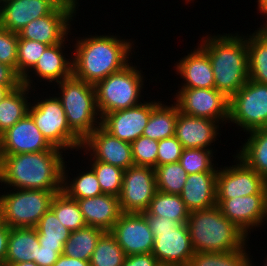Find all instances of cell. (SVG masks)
Masks as SVG:
<instances>
[{"label":"cell","instance_id":"83f0119b","mask_svg":"<svg viewBox=\"0 0 267 266\" xmlns=\"http://www.w3.org/2000/svg\"><path fill=\"white\" fill-rule=\"evenodd\" d=\"M68 162L65 161L63 167V188L62 191L71 199H85L98 196L102 194V190L97 180V176L94 171L87 166L81 167L82 169H77L76 176L71 173L72 170L67 167ZM69 169V170H68ZM86 169V170H84ZM88 169V170H87ZM71 170V171H70ZM83 170V171H82ZM70 171V172H69ZM80 171V172H79ZM70 173V174H69ZM72 176V178L69 175Z\"/></svg>","mask_w":267,"mask_h":266},{"label":"cell","instance_id":"52a82bcc","mask_svg":"<svg viewBox=\"0 0 267 266\" xmlns=\"http://www.w3.org/2000/svg\"><path fill=\"white\" fill-rule=\"evenodd\" d=\"M34 91L38 98L34 97ZM44 93L38 95L37 90L33 89L32 98L35 100H31L28 114L53 147L67 151L68 156L69 154L75 155L74 150L78 151L82 147L83 141L68 126L62 103L55 96V92L46 94L45 97ZM68 151H73V153Z\"/></svg>","mask_w":267,"mask_h":266},{"label":"cell","instance_id":"681fc988","mask_svg":"<svg viewBox=\"0 0 267 266\" xmlns=\"http://www.w3.org/2000/svg\"><path fill=\"white\" fill-rule=\"evenodd\" d=\"M10 227L5 223H0V263L4 266L6 264V256L8 250V239H9Z\"/></svg>","mask_w":267,"mask_h":266},{"label":"cell","instance_id":"94428289","mask_svg":"<svg viewBox=\"0 0 267 266\" xmlns=\"http://www.w3.org/2000/svg\"><path fill=\"white\" fill-rule=\"evenodd\" d=\"M8 0H0V5Z\"/></svg>","mask_w":267,"mask_h":266},{"label":"cell","instance_id":"5b68a950","mask_svg":"<svg viewBox=\"0 0 267 266\" xmlns=\"http://www.w3.org/2000/svg\"><path fill=\"white\" fill-rule=\"evenodd\" d=\"M51 87L55 89V95L62 103L68 126L84 141L101 125L94 85L78 79L72 74ZM55 87L58 88V91Z\"/></svg>","mask_w":267,"mask_h":266},{"label":"cell","instance_id":"f1b7e54d","mask_svg":"<svg viewBox=\"0 0 267 266\" xmlns=\"http://www.w3.org/2000/svg\"><path fill=\"white\" fill-rule=\"evenodd\" d=\"M32 93L33 89L22 84L0 102V135L28 114Z\"/></svg>","mask_w":267,"mask_h":266},{"label":"cell","instance_id":"f35d334b","mask_svg":"<svg viewBox=\"0 0 267 266\" xmlns=\"http://www.w3.org/2000/svg\"><path fill=\"white\" fill-rule=\"evenodd\" d=\"M126 255L116 238L105 232L97 242L89 260L90 266H122Z\"/></svg>","mask_w":267,"mask_h":266},{"label":"cell","instance_id":"74e56055","mask_svg":"<svg viewBox=\"0 0 267 266\" xmlns=\"http://www.w3.org/2000/svg\"><path fill=\"white\" fill-rule=\"evenodd\" d=\"M216 152L215 148H183L179 162L187 174L217 172Z\"/></svg>","mask_w":267,"mask_h":266},{"label":"cell","instance_id":"8d00e7d4","mask_svg":"<svg viewBox=\"0 0 267 266\" xmlns=\"http://www.w3.org/2000/svg\"><path fill=\"white\" fill-rule=\"evenodd\" d=\"M50 209L70 232L87 226L77 200L69 198L63 191L53 197Z\"/></svg>","mask_w":267,"mask_h":266},{"label":"cell","instance_id":"6f0895ef","mask_svg":"<svg viewBox=\"0 0 267 266\" xmlns=\"http://www.w3.org/2000/svg\"><path fill=\"white\" fill-rule=\"evenodd\" d=\"M2 160H3V155H2V149H1V137H0V172L2 168Z\"/></svg>","mask_w":267,"mask_h":266},{"label":"cell","instance_id":"680465c9","mask_svg":"<svg viewBox=\"0 0 267 266\" xmlns=\"http://www.w3.org/2000/svg\"><path fill=\"white\" fill-rule=\"evenodd\" d=\"M262 264H264V265H262V266H267V254H266V258H264V261H263Z\"/></svg>","mask_w":267,"mask_h":266},{"label":"cell","instance_id":"c3c4849f","mask_svg":"<svg viewBox=\"0 0 267 266\" xmlns=\"http://www.w3.org/2000/svg\"><path fill=\"white\" fill-rule=\"evenodd\" d=\"M63 251H54V249L40 248L37 253L38 266H53L59 259Z\"/></svg>","mask_w":267,"mask_h":266},{"label":"cell","instance_id":"9f6ffc18","mask_svg":"<svg viewBox=\"0 0 267 266\" xmlns=\"http://www.w3.org/2000/svg\"><path fill=\"white\" fill-rule=\"evenodd\" d=\"M267 186H266V197H265V216H264V225H267Z\"/></svg>","mask_w":267,"mask_h":266},{"label":"cell","instance_id":"ab89813d","mask_svg":"<svg viewBox=\"0 0 267 266\" xmlns=\"http://www.w3.org/2000/svg\"><path fill=\"white\" fill-rule=\"evenodd\" d=\"M156 187L158 191L167 194H180L188 177L180 162L156 166Z\"/></svg>","mask_w":267,"mask_h":266},{"label":"cell","instance_id":"7dc6e473","mask_svg":"<svg viewBox=\"0 0 267 266\" xmlns=\"http://www.w3.org/2000/svg\"><path fill=\"white\" fill-rule=\"evenodd\" d=\"M122 266H161L152 253L126 256Z\"/></svg>","mask_w":267,"mask_h":266},{"label":"cell","instance_id":"60d3db41","mask_svg":"<svg viewBox=\"0 0 267 266\" xmlns=\"http://www.w3.org/2000/svg\"><path fill=\"white\" fill-rule=\"evenodd\" d=\"M49 45L35 40L22 39L19 36L16 72L23 78L37 63Z\"/></svg>","mask_w":267,"mask_h":266},{"label":"cell","instance_id":"1f68e13d","mask_svg":"<svg viewBox=\"0 0 267 266\" xmlns=\"http://www.w3.org/2000/svg\"><path fill=\"white\" fill-rule=\"evenodd\" d=\"M104 233V230L92 226L71 231L64 244L63 254L75 259L89 261L98 240Z\"/></svg>","mask_w":267,"mask_h":266},{"label":"cell","instance_id":"d4e9b609","mask_svg":"<svg viewBox=\"0 0 267 266\" xmlns=\"http://www.w3.org/2000/svg\"><path fill=\"white\" fill-rule=\"evenodd\" d=\"M217 172L188 174L182 192L179 194L187 209H207L217 205Z\"/></svg>","mask_w":267,"mask_h":266},{"label":"cell","instance_id":"4fadbf2b","mask_svg":"<svg viewBox=\"0 0 267 266\" xmlns=\"http://www.w3.org/2000/svg\"><path fill=\"white\" fill-rule=\"evenodd\" d=\"M77 11L76 8L61 3L49 15L28 23L18 34L22 39L35 40L49 46L61 43L72 35L73 21H76V14L79 13Z\"/></svg>","mask_w":267,"mask_h":266},{"label":"cell","instance_id":"cb8c5ba5","mask_svg":"<svg viewBox=\"0 0 267 266\" xmlns=\"http://www.w3.org/2000/svg\"><path fill=\"white\" fill-rule=\"evenodd\" d=\"M77 200L87 226L98 227L110 232L122 214L119 198L114 195L100 194L95 197Z\"/></svg>","mask_w":267,"mask_h":266},{"label":"cell","instance_id":"8992f818","mask_svg":"<svg viewBox=\"0 0 267 266\" xmlns=\"http://www.w3.org/2000/svg\"><path fill=\"white\" fill-rule=\"evenodd\" d=\"M136 64L131 61L120 71L110 74L94 85L96 105L101 118L107 113L125 110L144 101L143 95L146 93L142 91L145 89L146 77L141 70L144 68H140L137 61Z\"/></svg>","mask_w":267,"mask_h":266},{"label":"cell","instance_id":"f546056e","mask_svg":"<svg viewBox=\"0 0 267 266\" xmlns=\"http://www.w3.org/2000/svg\"><path fill=\"white\" fill-rule=\"evenodd\" d=\"M161 101L152 109L151 115L144 128L143 136L154 140H162L174 136L179 108L172 100Z\"/></svg>","mask_w":267,"mask_h":266},{"label":"cell","instance_id":"be15d7a7","mask_svg":"<svg viewBox=\"0 0 267 266\" xmlns=\"http://www.w3.org/2000/svg\"><path fill=\"white\" fill-rule=\"evenodd\" d=\"M0 223H1V207H0Z\"/></svg>","mask_w":267,"mask_h":266},{"label":"cell","instance_id":"7402d4cb","mask_svg":"<svg viewBox=\"0 0 267 266\" xmlns=\"http://www.w3.org/2000/svg\"><path fill=\"white\" fill-rule=\"evenodd\" d=\"M219 121L190 116L178 111L174 136L181 142L183 148L212 147L222 135L223 125ZM214 143V144H212Z\"/></svg>","mask_w":267,"mask_h":266},{"label":"cell","instance_id":"f907efd6","mask_svg":"<svg viewBox=\"0 0 267 266\" xmlns=\"http://www.w3.org/2000/svg\"><path fill=\"white\" fill-rule=\"evenodd\" d=\"M53 266H90V262L61 254Z\"/></svg>","mask_w":267,"mask_h":266},{"label":"cell","instance_id":"f5cc1de1","mask_svg":"<svg viewBox=\"0 0 267 266\" xmlns=\"http://www.w3.org/2000/svg\"><path fill=\"white\" fill-rule=\"evenodd\" d=\"M19 86H0V102L4 97L10 93L12 90L16 89Z\"/></svg>","mask_w":267,"mask_h":266},{"label":"cell","instance_id":"603a6c76","mask_svg":"<svg viewBox=\"0 0 267 266\" xmlns=\"http://www.w3.org/2000/svg\"><path fill=\"white\" fill-rule=\"evenodd\" d=\"M173 68L183 79L179 88H215L211 61L199 45L175 62Z\"/></svg>","mask_w":267,"mask_h":266},{"label":"cell","instance_id":"836d02e7","mask_svg":"<svg viewBox=\"0 0 267 266\" xmlns=\"http://www.w3.org/2000/svg\"><path fill=\"white\" fill-rule=\"evenodd\" d=\"M247 242L242 248L229 252H195L187 266H250V245Z\"/></svg>","mask_w":267,"mask_h":266},{"label":"cell","instance_id":"ee69618b","mask_svg":"<svg viewBox=\"0 0 267 266\" xmlns=\"http://www.w3.org/2000/svg\"><path fill=\"white\" fill-rule=\"evenodd\" d=\"M182 150V144L175 136L159 140L157 166L178 162L180 160Z\"/></svg>","mask_w":267,"mask_h":266},{"label":"cell","instance_id":"11a10c76","mask_svg":"<svg viewBox=\"0 0 267 266\" xmlns=\"http://www.w3.org/2000/svg\"><path fill=\"white\" fill-rule=\"evenodd\" d=\"M5 266H38L35 262H21L17 264H5Z\"/></svg>","mask_w":267,"mask_h":266},{"label":"cell","instance_id":"816d5d0a","mask_svg":"<svg viewBox=\"0 0 267 266\" xmlns=\"http://www.w3.org/2000/svg\"><path fill=\"white\" fill-rule=\"evenodd\" d=\"M257 3V14L260 13L261 15H265L264 18L262 17V19L265 21H263L262 23H260V27L255 28V29H265L267 27V0H256Z\"/></svg>","mask_w":267,"mask_h":266},{"label":"cell","instance_id":"5bb4252c","mask_svg":"<svg viewBox=\"0 0 267 266\" xmlns=\"http://www.w3.org/2000/svg\"><path fill=\"white\" fill-rule=\"evenodd\" d=\"M68 38L71 39V37H67L61 43L48 46L35 66L22 78V84L28 86L30 89H39L35 86L38 85V82L40 86L45 84H50L51 86L70 77L72 75V54L65 51L68 47V41L71 42ZM33 79H36L37 83ZM42 81L45 83L41 84L40 82Z\"/></svg>","mask_w":267,"mask_h":266},{"label":"cell","instance_id":"bcb514c9","mask_svg":"<svg viewBox=\"0 0 267 266\" xmlns=\"http://www.w3.org/2000/svg\"><path fill=\"white\" fill-rule=\"evenodd\" d=\"M20 85H22V78L17 74L16 70L5 63H0V86Z\"/></svg>","mask_w":267,"mask_h":266},{"label":"cell","instance_id":"d6a6232c","mask_svg":"<svg viewBox=\"0 0 267 266\" xmlns=\"http://www.w3.org/2000/svg\"><path fill=\"white\" fill-rule=\"evenodd\" d=\"M40 248L64 251V244L69 238L70 231L61 224L54 212L49 209L35 226Z\"/></svg>","mask_w":267,"mask_h":266},{"label":"cell","instance_id":"7c38bea8","mask_svg":"<svg viewBox=\"0 0 267 266\" xmlns=\"http://www.w3.org/2000/svg\"><path fill=\"white\" fill-rule=\"evenodd\" d=\"M157 191L155 169L131 166L124 170L119 204L122 213H144Z\"/></svg>","mask_w":267,"mask_h":266},{"label":"cell","instance_id":"4316f807","mask_svg":"<svg viewBox=\"0 0 267 266\" xmlns=\"http://www.w3.org/2000/svg\"><path fill=\"white\" fill-rule=\"evenodd\" d=\"M246 134L235 154L267 181V127Z\"/></svg>","mask_w":267,"mask_h":266},{"label":"cell","instance_id":"91938a15","mask_svg":"<svg viewBox=\"0 0 267 266\" xmlns=\"http://www.w3.org/2000/svg\"><path fill=\"white\" fill-rule=\"evenodd\" d=\"M186 4H189V2H193L194 3V0H184Z\"/></svg>","mask_w":267,"mask_h":266},{"label":"cell","instance_id":"2e32d148","mask_svg":"<svg viewBox=\"0 0 267 266\" xmlns=\"http://www.w3.org/2000/svg\"><path fill=\"white\" fill-rule=\"evenodd\" d=\"M266 194H252L231 199H217L222 214L239 228L248 238L262 229L265 216ZM250 235V236H249Z\"/></svg>","mask_w":267,"mask_h":266},{"label":"cell","instance_id":"e0dca14e","mask_svg":"<svg viewBox=\"0 0 267 266\" xmlns=\"http://www.w3.org/2000/svg\"><path fill=\"white\" fill-rule=\"evenodd\" d=\"M110 233L126 256L153 251L155 238L143 213H122Z\"/></svg>","mask_w":267,"mask_h":266},{"label":"cell","instance_id":"e575fe53","mask_svg":"<svg viewBox=\"0 0 267 266\" xmlns=\"http://www.w3.org/2000/svg\"><path fill=\"white\" fill-rule=\"evenodd\" d=\"M150 215L163 216L174 220L179 224L188 221L190 211L178 194H167L156 191L147 209Z\"/></svg>","mask_w":267,"mask_h":266},{"label":"cell","instance_id":"277c9868","mask_svg":"<svg viewBox=\"0 0 267 266\" xmlns=\"http://www.w3.org/2000/svg\"><path fill=\"white\" fill-rule=\"evenodd\" d=\"M186 225L194 252H229L242 248L250 241L217 205L191 211Z\"/></svg>","mask_w":267,"mask_h":266},{"label":"cell","instance_id":"7bdbcfd3","mask_svg":"<svg viewBox=\"0 0 267 266\" xmlns=\"http://www.w3.org/2000/svg\"><path fill=\"white\" fill-rule=\"evenodd\" d=\"M19 34L0 26V63H5L16 70Z\"/></svg>","mask_w":267,"mask_h":266},{"label":"cell","instance_id":"ac0fdd59","mask_svg":"<svg viewBox=\"0 0 267 266\" xmlns=\"http://www.w3.org/2000/svg\"><path fill=\"white\" fill-rule=\"evenodd\" d=\"M152 254L161 266H187L194 255L186 223L176 229L156 230Z\"/></svg>","mask_w":267,"mask_h":266},{"label":"cell","instance_id":"f6af8a7d","mask_svg":"<svg viewBox=\"0 0 267 266\" xmlns=\"http://www.w3.org/2000/svg\"><path fill=\"white\" fill-rule=\"evenodd\" d=\"M147 220V223L153 232L156 234V230L176 229L180 224L167 217L150 215L147 211L143 213Z\"/></svg>","mask_w":267,"mask_h":266},{"label":"cell","instance_id":"b9f144b4","mask_svg":"<svg viewBox=\"0 0 267 266\" xmlns=\"http://www.w3.org/2000/svg\"><path fill=\"white\" fill-rule=\"evenodd\" d=\"M133 163L135 166H157L158 141L141 135L131 143Z\"/></svg>","mask_w":267,"mask_h":266},{"label":"cell","instance_id":"30bf717a","mask_svg":"<svg viewBox=\"0 0 267 266\" xmlns=\"http://www.w3.org/2000/svg\"><path fill=\"white\" fill-rule=\"evenodd\" d=\"M173 99L181 113L219 121H229V98L215 88H178ZM224 123V124H223Z\"/></svg>","mask_w":267,"mask_h":266},{"label":"cell","instance_id":"db71d44e","mask_svg":"<svg viewBox=\"0 0 267 266\" xmlns=\"http://www.w3.org/2000/svg\"><path fill=\"white\" fill-rule=\"evenodd\" d=\"M62 3L68 4L74 8H76L77 10H79V6H80V1L79 0H60Z\"/></svg>","mask_w":267,"mask_h":266},{"label":"cell","instance_id":"ffe728a7","mask_svg":"<svg viewBox=\"0 0 267 266\" xmlns=\"http://www.w3.org/2000/svg\"><path fill=\"white\" fill-rule=\"evenodd\" d=\"M0 137L2 155L59 150L47 141L29 114L6 130Z\"/></svg>","mask_w":267,"mask_h":266},{"label":"cell","instance_id":"484cf974","mask_svg":"<svg viewBox=\"0 0 267 266\" xmlns=\"http://www.w3.org/2000/svg\"><path fill=\"white\" fill-rule=\"evenodd\" d=\"M40 249L35 228H10L6 264L35 262Z\"/></svg>","mask_w":267,"mask_h":266},{"label":"cell","instance_id":"8fae6325","mask_svg":"<svg viewBox=\"0 0 267 266\" xmlns=\"http://www.w3.org/2000/svg\"><path fill=\"white\" fill-rule=\"evenodd\" d=\"M233 159L234 165L232 163L230 166L227 164V166L220 165L218 167L217 199L266 194L267 181L236 154L233 155Z\"/></svg>","mask_w":267,"mask_h":266},{"label":"cell","instance_id":"d6986e66","mask_svg":"<svg viewBox=\"0 0 267 266\" xmlns=\"http://www.w3.org/2000/svg\"><path fill=\"white\" fill-rule=\"evenodd\" d=\"M82 147L96 160L126 170L134 166L131 143L112 136L101 125L84 141Z\"/></svg>","mask_w":267,"mask_h":266},{"label":"cell","instance_id":"3957f363","mask_svg":"<svg viewBox=\"0 0 267 266\" xmlns=\"http://www.w3.org/2000/svg\"><path fill=\"white\" fill-rule=\"evenodd\" d=\"M234 32L207 33L197 43L211 61L215 89L229 99L249 80L247 35Z\"/></svg>","mask_w":267,"mask_h":266},{"label":"cell","instance_id":"6125c7cd","mask_svg":"<svg viewBox=\"0 0 267 266\" xmlns=\"http://www.w3.org/2000/svg\"><path fill=\"white\" fill-rule=\"evenodd\" d=\"M250 266H256V264H254V260H252V264Z\"/></svg>","mask_w":267,"mask_h":266},{"label":"cell","instance_id":"9a60e30c","mask_svg":"<svg viewBox=\"0 0 267 266\" xmlns=\"http://www.w3.org/2000/svg\"><path fill=\"white\" fill-rule=\"evenodd\" d=\"M151 100L146 101L145 99L136 106L105 114L101 118V126L112 136L122 141L134 142L143 134L152 109L161 99Z\"/></svg>","mask_w":267,"mask_h":266},{"label":"cell","instance_id":"d590c367","mask_svg":"<svg viewBox=\"0 0 267 266\" xmlns=\"http://www.w3.org/2000/svg\"><path fill=\"white\" fill-rule=\"evenodd\" d=\"M79 150L77 153L81 152L83 153L82 155L85 154L87 156L82 162L87 159L88 162H84L88 163L87 165L96 174L102 193L119 197L122 189L124 170L108 163L96 161L83 147Z\"/></svg>","mask_w":267,"mask_h":266},{"label":"cell","instance_id":"44dd1931","mask_svg":"<svg viewBox=\"0 0 267 266\" xmlns=\"http://www.w3.org/2000/svg\"><path fill=\"white\" fill-rule=\"evenodd\" d=\"M60 0H8L1 4L0 26L19 33L28 23L52 13Z\"/></svg>","mask_w":267,"mask_h":266},{"label":"cell","instance_id":"4dcf8cb0","mask_svg":"<svg viewBox=\"0 0 267 266\" xmlns=\"http://www.w3.org/2000/svg\"><path fill=\"white\" fill-rule=\"evenodd\" d=\"M249 80L267 84V31L256 29L247 33Z\"/></svg>","mask_w":267,"mask_h":266},{"label":"cell","instance_id":"6da1fadb","mask_svg":"<svg viewBox=\"0 0 267 266\" xmlns=\"http://www.w3.org/2000/svg\"><path fill=\"white\" fill-rule=\"evenodd\" d=\"M122 37L114 33H95L72 38L71 43L74 46L71 48L74 49H69L72 53V74L95 85L110 74L123 69L135 58L134 54L137 52L135 39L133 41V38Z\"/></svg>","mask_w":267,"mask_h":266},{"label":"cell","instance_id":"9c48e42d","mask_svg":"<svg viewBox=\"0 0 267 266\" xmlns=\"http://www.w3.org/2000/svg\"><path fill=\"white\" fill-rule=\"evenodd\" d=\"M228 123L245 134L267 127V84L248 80L229 100Z\"/></svg>","mask_w":267,"mask_h":266},{"label":"cell","instance_id":"ba28073f","mask_svg":"<svg viewBox=\"0 0 267 266\" xmlns=\"http://www.w3.org/2000/svg\"><path fill=\"white\" fill-rule=\"evenodd\" d=\"M0 189L1 222L10 228H35L56 195L55 191Z\"/></svg>","mask_w":267,"mask_h":266},{"label":"cell","instance_id":"7a4b0ae2","mask_svg":"<svg viewBox=\"0 0 267 266\" xmlns=\"http://www.w3.org/2000/svg\"><path fill=\"white\" fill-rule=\"evenodd\" d=\"M66 153L59 149L3 155L0 185L3 188L60 193L63 188L65 157L68 158Z\"/></svg>","mask_w":267,"mask_h":266}]
</instances>
